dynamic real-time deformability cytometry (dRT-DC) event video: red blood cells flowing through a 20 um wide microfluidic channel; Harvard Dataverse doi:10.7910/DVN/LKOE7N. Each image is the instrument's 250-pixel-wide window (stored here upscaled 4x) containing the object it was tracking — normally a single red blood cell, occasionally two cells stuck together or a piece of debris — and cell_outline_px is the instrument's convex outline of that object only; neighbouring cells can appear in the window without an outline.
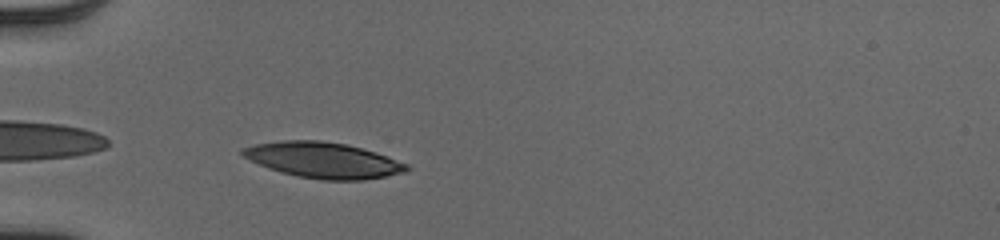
{"species": "human", "species_latin": "Homo sapiens", "temperature_condition": "cold", "stored_images_in_passage": 36, "camera_frame_rate_fps": 3000, "um_per_image_px": 0.085, "donor": {"sex": "male"}, "frame": {"image": 1, "passage_image": 1, "time_ms": 0.0, "image_size_px": [1000, 240], "cell_outline_px": [[412, 168], [404, 172], [364, 180], [324, 180], [296, 176], [280, 172], [268, 168], [244, 156], [240, 152], [240, 148], [256, 144], [284, 140], [320, 140], [348, 144], [376, 152], [388, 156], [408, 164]], "centroid_in_image_um": [27.5, 13.61], "position_along_channel_um": 57.5, "area_um2": 34.16}}
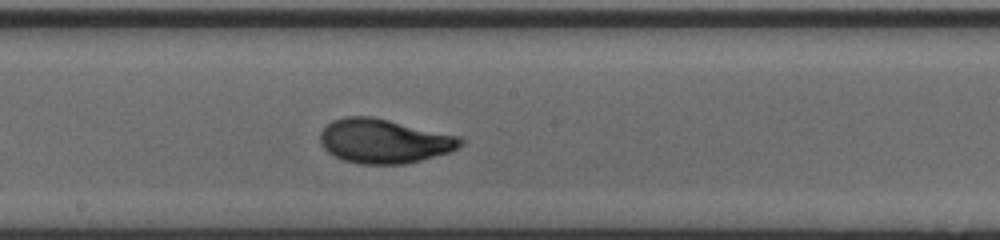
{"frame": {"image": 2, "passage_image": 14, "time_ms": 4.333, "image_size_px": [1000, 240], "cell_outline_px": [[464, 144], [448, 152], [420, 160], [404, 164], [360, 164], [344, 160], [328, 152], [320, 144], [320, 132], [332, 120], [344, 116], [372, 116], [460, 136], [464, 140]], "centroid_in_image_um": [32.63, 11.98], "position_along_channel_um": 215.6, "area_um2": 36.13}}
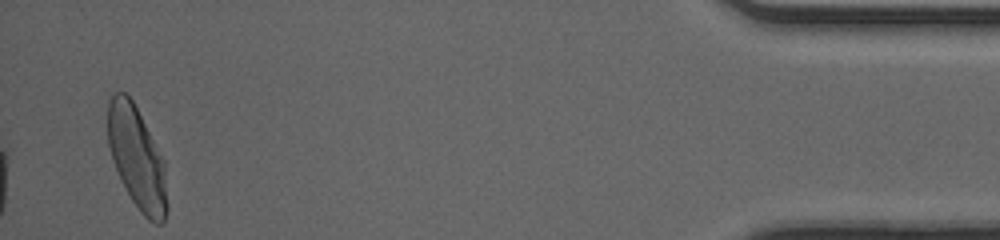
{"frame": {"image": 3, "passage_image": 35, "time_ms": 11.333, "image_size_px": [1000, 240], "cell_outline_px": [[168, 208], [164, 224], [156, 224], [148, 220], [140, 212], [132, 200], [112, 160], [108, 144], [108, 100], [112, 92], [124, 92], [132, 100], [164, 160], [168, 204]], "centroid_in_image_um": [11.66, 13.46], "position_along_channel_um": 423.5, "area_um2": 35.2}, "authors_computed_cell_mechanics": {"area_um2": 35.0268, "velocity_mm_per_s": 3.9792, "shape_relaxation_time_tau1_ms": 3.7155, "shape_relaxation_time_tau2_ms": 0.9216, "deformation_change_tau1": 0.1922, "deformation_change_tau2": 0.0577}}